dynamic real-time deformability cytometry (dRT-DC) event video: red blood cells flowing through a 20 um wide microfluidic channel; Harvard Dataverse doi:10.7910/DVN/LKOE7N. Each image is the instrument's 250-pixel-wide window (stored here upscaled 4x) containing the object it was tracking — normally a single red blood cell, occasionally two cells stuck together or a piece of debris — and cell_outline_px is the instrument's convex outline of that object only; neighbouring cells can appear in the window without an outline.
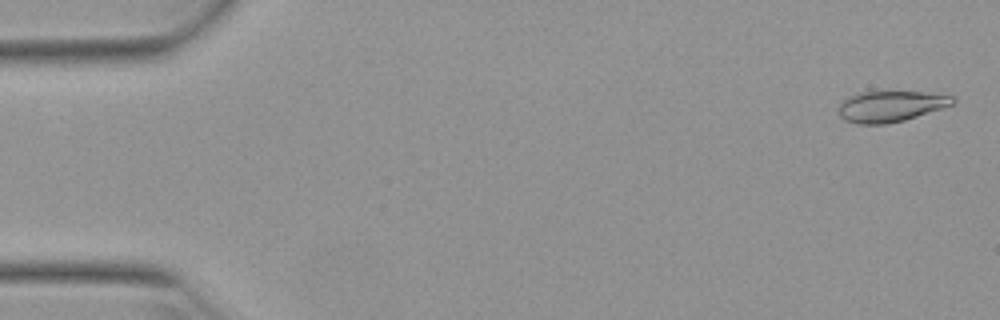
{"species": "Egyptian fruit bat (a non-hibernating species)", "species_latin": "Rousettus aegyptiacus", "temperature_condition": "warm", "stored_images_in_passage": 10, "camera_frame_rate_fps": 3000, "um_per_image_px": 0.085, "animal": {"sex": "female"}, "frame": {"image": 1, "passage_image": 2, "time_ms": 0.333, "image_size_px": [1000, 320], "cell_outline_px": [[956, 100], [952, 104], [904, 120], [888, 124], [856, 124], [844, 120], [840, 116], [840, 104], [848, 96], [860, 92], [920, 92], [956, 96]], "centroid_in_image_um": [75.68, 9.04], "position_along_channel_um": 9.3, "area_um2": 20.29}}